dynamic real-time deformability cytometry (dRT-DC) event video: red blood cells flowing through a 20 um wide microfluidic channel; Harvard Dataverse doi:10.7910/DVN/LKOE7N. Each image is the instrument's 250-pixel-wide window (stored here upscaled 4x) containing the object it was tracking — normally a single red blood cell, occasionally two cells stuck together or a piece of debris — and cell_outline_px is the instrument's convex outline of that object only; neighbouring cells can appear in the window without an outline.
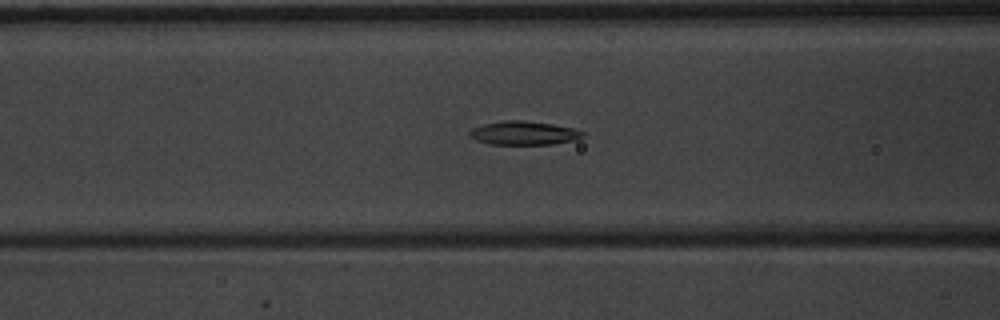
{"species": "common noctule bat (a hibernating species)", "species_latin": "Nyctalus noctula", "temperature_condition": "warm", "stored_images_in_passage": 32, "camera_frame_rate_fps": 3000, "um_per_image_px": 0.085, "animal": {"sex": "male", "body_mass_g": 20.1, "forearm_length_mm": 53.5}, "frame": {"image": 1, "passage_image": 5, "time_ms": 1.333, "image_size_px": [1000, 320], "cell_outline_px": [[584, 136], [576, 140], [552, 144], [488, 144], [476, 140], [468, 136], [468, 132], [472, 128], [484, 124], [504, 120], [520, 120], [552, 124], [572, 128], [584, 132]], "centroid_in_image_um": [44.49, 11.31], "position_along_channel_um": 122.1, "area_um2": 15.61}}
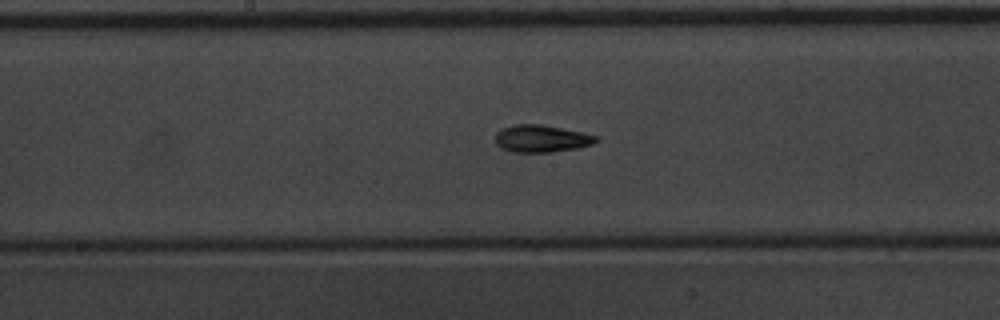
{"frame": {"image": 2, "passage_image": 11, "time_ms": 3.333, "image_size_px": [1000, 320], "cell_outline_px": [[600, 140], [592, 144], [576, 148], [552, 152], [512, 152], [500, 148], [496, 144], [496, 132], [500, 128], [516, 124], [540, 124], [584, 132], [596, 136]], "centroid_in_image_um": [46.0, 11.78], "position_along_channel_um": 202.2, "area_um2": 16.13}}
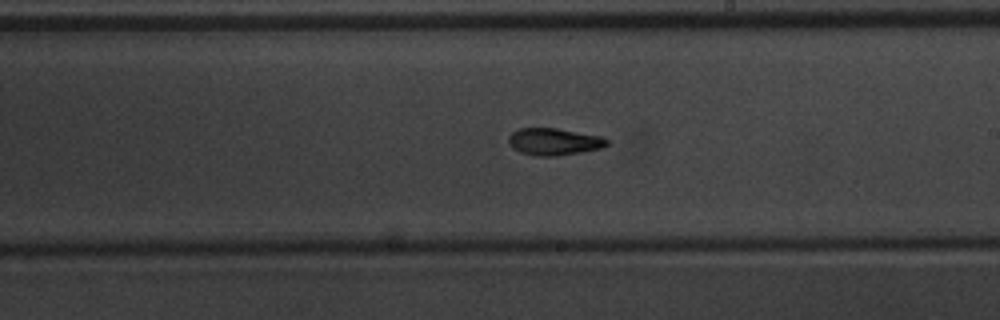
{"frame": {"image": 3, "passage_image": 14, "time_ms": 4.333, "image_size_px": [1000, 320], "cell_outline_px": [[608, 144], [604, 148], [556, 156], [532, 156], [520, 152], [512, 148], [508, 144], [508, 136], [512, 132], [520, 128], [556, 128], [604, 136], [608, 140]], "centroid_in_image_um": [47.09, 12.04], "position_along_channel_um": 241.9, "area_um2": 15.78}, "authors_computed_cell_mechanics": {"area_um2": 16.0106, "velocity_mm_per_s": 3.9925, "shape_relaxation_time_tau1_ms": 3.2029, "shape_relaxation_time_tau2_ms": 3.2356, "deformation_change_tau1": 0.1639, "deformation_change_tau2": 0.106}}